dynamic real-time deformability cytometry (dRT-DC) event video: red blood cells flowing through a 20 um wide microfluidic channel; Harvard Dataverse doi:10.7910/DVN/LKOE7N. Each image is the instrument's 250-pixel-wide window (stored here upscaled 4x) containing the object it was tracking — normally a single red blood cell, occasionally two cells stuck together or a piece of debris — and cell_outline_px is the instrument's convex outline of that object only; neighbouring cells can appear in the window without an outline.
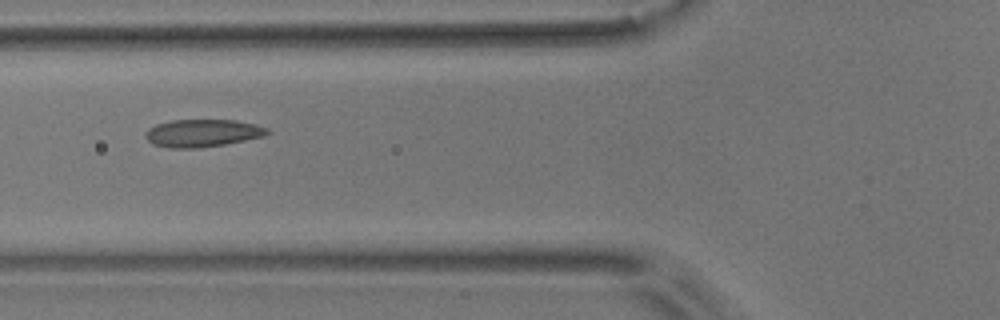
{"species": "common noctule bat (a hibernating species)", "species_latin": "Nyctalus noctula", "temperature_condition": "room temperature", "stored_images_in_passage": 6, "camera_frame_rate_fps": 3000, "um_per_image_px": 0.085, "animal": {"sex": "male", "body_mass_g": 17.9}, "frame": {"image": 1, "passage_image": 2, "time_ms": 1.0, "image_size_px": [1000, 320], "cell_outline_px": [[272, 132], [264, 136], [224, 144], [196, 148], [168, 148], [152, 144], [144, 136], [148, 128], [156, 124], [172, 120], [236, 120], [256, 124], [268, 128]], "centroid_in_image_um": [17.21, 11.31], "position_along_channel_um": 108.6, "area_um2": 19.65}}
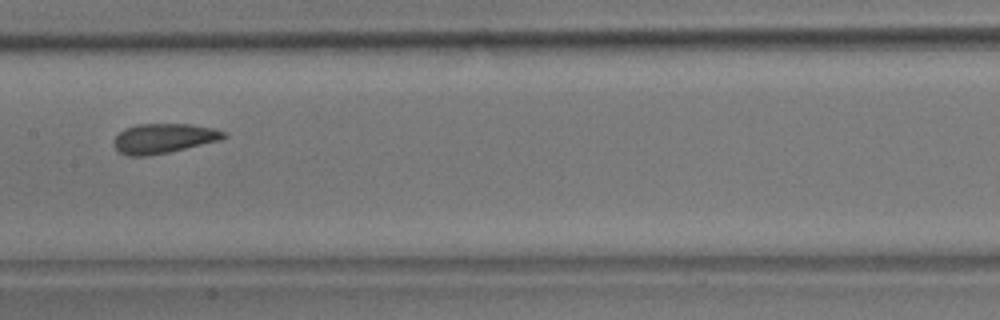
{"frame": {"image": 2, "passage_image": 4, "time_ms": 3.333, "image_size_px": [1000, 320], "cell_outline_px": [[228, 136], [220, 140], [168, 152], [148, 156], [128, 156], [120, 152], [112, 144], [112, 140], [124, 128], [136, 124], [192, 124], [212, 128], [224, 132]], "centroid_in_image_um": [13.86, 11.76], "position_along_channel_um": 193.5, "area_um2": 19.02}}
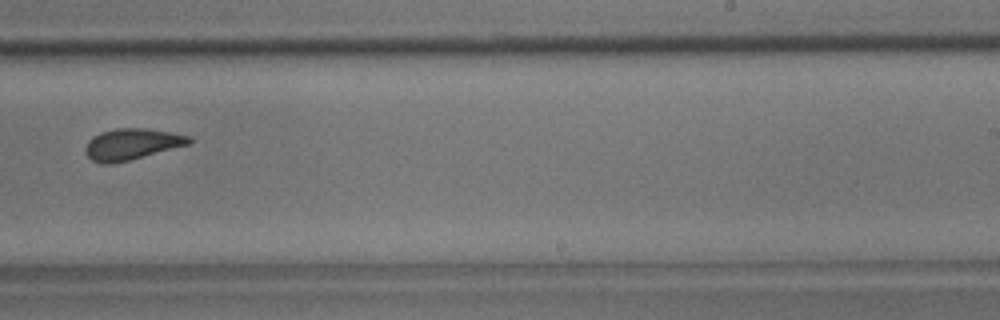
{"frame": {"image": 3, "passage_image": 6, "time_ms": 5.667, "image_size_px": [1000, 320], "cell_outline_px": [[192, 144], [112, 164], [100, 164], [92, 160], [84, 152], [84, 148], [88, 140], [92, 136], [100, 132], [116, 128], [144, 128], [172, 132], [192, 136]], "centroid_in_image_um": [11.2, 12.25], "position_along_channel_um": 277.8, "area_um2": 19.13}}